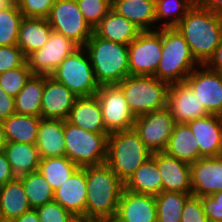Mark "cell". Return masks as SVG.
Returning a JSON list of instances; mask_svg holds the SVG:
<instances>
[{
	"instance_id": "obj_11",
	"label": "cell",
	"mask_w": 222,
	"mask_h": 222,
	"mask_svg": "<svg viewBox=\"0 0 222 222\" xmlns=\"http://www.w3.org/2000/svg\"><path fill=\"white\" fill-rule=\"evenodd\" d=\"M95 96L100 103L103 122L109 134L133 129L136 117L130 111L125 95L118 85H102Z\"/></svg>"
},
{
	"instance_id": "obj_31",
	"label": "cell",
	"mask_w": 222,
	"mask_h": 222,
	"mask_svg": "<svg viewBox=\"0 0 222 222\" xmlns=\"http://www.w3.org/2000/svg\"><path fill=\"white\" fill-rule=\"evenodd\" d=\"M124 189L138 193L156 196L162 192V180L156 161L150 157L124 183Z\"/></svg>"
},
{
	"instance_id": "obj_29",
	"label": "cell",
	"mask_w": 222,
	"mask_h": 222,
	"mask_svg": "<svg viewBox=\"0 0 222 222\" xmlns=\"http://www.w3.org/2000/svg\"><path fill=\"white\" fill-rule=\"evenodd\" d=\"M51 33L52 28L47 19L23 18L18 33L17 46L27 57L42 48Z\"/></svg>"
},
{
	"instance_id": "obj_37",
	"label": "cell",
	"mask_w": 222,
	"mask_h": 222,
	"mask_svg": "<svg viewBox=\"0 0 222 222\" xmlns=\"http://www.w3.org/2000/svg\"><path fill=\"white\" fill-rule=\"evenodd\" d=\"M23 18L16 2L0 10V46L17 45L18 33Z\"/></svg>"
},
{
	"instance_id": "obj_20",
	"label": "cell",
	"mask_w": 222,
	"mask_h": 222,
	"mask_svg": "<svg viewBox=\"0 0 222 222\" xmlns=\"http://www.w3.org/2000/svg\"><path fill=\"white\" fill-rule=\"evenodd\" d=\"M115 219L118 222H157L155 196L123 189Z\"/></svg>"
},
{
	"instance_id": "obj_5",
	"label": "cell",
	"mask_w": 222,
	"mask_h": 222,
	"mask_svg": "<svg viewBox=\"0 0 222 222\" xmlns=\"http://www.w3.org/2000/svg\"><path fill=\"white\" fill-rule=\"evenodd\" d=\"M150 157L152 152L134 129L109 134L106 164L124 183Z\"/></svg>"
},
{
	"instance_id": "obj_3",
	"label": "cell",
	"mask_w": 222,
	"mask_h": 222,
	"mask_svg": "<svg viewBox=\"0 0 222 222\" xmlns=\"http://www.w3.org/2000/svg\"><path fill=\"white\" fill-rule=\"evenodd\" d=\"M84 48L100 86L117 85L129 75L128 45L102 39L93 32Z\"/></svg>"
},
{
	"instance_id": "obj_33",
	"label": "cell",
	"mask_w": 222,
	"mask_h": 222,
	"mask_svg": "<svg viewBox=\"0 0 222 222\" xmlns=\"http://www.w3.org/2000/svg\"><path fill=\"white\" fill-rule=\"evenodd\" d=\"M78 168L79 167L74 162H72L66 156H63L40 159L38 171L43 175V177L55 191Z\"/></svg>"
},
{
	"instance_id": "obj_22",
	"label": "cell",
	"mask_w": 222,
	"mask_h": 222,
	"mask_svg": "<svg viewBox=\"0 0 222 222\" xmlns=\"http://www.w3.org/2000/svg\"><path fill=\"white\" fill-rule=\"evenodd\" d=\"M36 147L41 159L65 156L64 120L41 118Z\"/></svg>"
},
{
	"instance_id": "obj_32",
	"label": "cell",
	"mask_w": 222,
	"mask_h": 222,
	"mask_svg": "<svg viewBox=\"0 0 222 222\" xmlns=\"http://www.w3.org/2000/svg\"><path fill=\"white\" fill-rule=\"evenodd\" d=\"M45 75L33 74L23 89L14 97L17 114L41 117V104Z\"/></svg>"
},
{
	"instance_id": "obj_7",
	"label": "cell",
	"mask_w": 222,
	"mask_h": 222,
	"mask_svg": "<svg viewBox=\"0 0 222 222\" xmlns=\"http://www.w3.org/2000/svg\"><path fill=\"white\" fill-rule=\"evenodd\" d=\"M109 133H92L64 120L65 156L78 167L106 163Z\"/></svg>"
},
{
	"instance_id": "obj_19",
	"label": "cell",
	"mask_w": 222,
	"mask_h": 222,
	"mask_svg": "<svg viewBox=\"0 0 222 222\" xmlns=\"http://www.w3.org/2000/svg\"><path fill=\"white\" fill-rule=\"evenodd\" d=\"M86 191V167H79L54 191V201L77 219L85 220Z\"/></svg>"
},
{
	"instance_id": "obj_25",
	"label": "cell",
	"mask_w": 222,
	"mask_h": 222,
	"mask_svg": "<svg viewBox=\"0 0 222 222\" xmlns=\"http://www.w3.org/2000/svg\"><path fill=\"white\" fill-rule=\"evenodd\" d=\"M93 32L102 39L129 45L138 37L141 30L111 9L93 29Z\"/></svg>"
},
{
	"instance_id": "obj_1",
	"label": "cell",
	"mask_w": 222,
	"mask_h": 222,
	"mask_svg": "<svg viewBox=\"0 0 222 222\" xmlns=\"http://www.w3.org/2000/svg\"><path fill=\"white\" fill-rule=\"evenodd\" d=\"M175 28L186 40L196 61L205 65L222 38V15L196 4Z\"/></svg>"
},
{
	"instance_id": "obj_34",
	"label": "cell",
	"mask_w": 222,
	"mask_h": 222,
	"mask_svg": "<svg viewBox=\"0 0 222 222\" xmlns=\"http://www.w3.org/2000/svg\"><path fill=\"white\" fill-rule=\"evenodd\" d=\"M192 193L162 191L155 196L157 222H180L186 201Z\"/></svg>"
},
{
	"instance_id": "obj_28",
	"label": "cell",
	"mask_w": 222,
	"mask_h": 222,
	"mask_svg": "<svg viewBox=\"0 0 222 222\" xmlns=\"http://www.w3.org/2000/svg\"><path fill=\"white\" fill-rule=\"evenodd\" d=\"M164 152L188 164L202 157L198 142L187 124H175Z\"/></svg>"
},
{
	"instance_id": "obj_45",
	"label": "cell",
	"mask_w": 222,
	"mask_h": 222,
	"mask_svg": "<svg viewBox=\"0 0 222 222\" xmlns=\"http://www.w3.org/2000/svg\"><path fill=\"white\" fill-rule=\"evenodd\" d=\"M15 112L14 97L0 87V121L9 118Z\"/></svg>"
},
{
	"instance_id": "obj_50",
	"label": "cell",
	"mask_w": 222,
	"mask_h": 222,
	"mask_svg": "<svg viewBox=\"0 0 222 222\" xmlns=\"http://www.w3.org/2000/svg\"><path fill=\"white\" fill-rule=\"evenodd\" d=\"M5 144H6V140L4 136V130H3L2 122L0 121V151L3 150Z\"/></svg>"
},
{
	"instance_id": "obj_2",
	"label": "cell",
	"mask_w": 222,
	"mask_h": 222,
	"mask_svg": "<svg viewBox=\"0 0 222 222\" xmlns=\"http://www.w3.org/2000/svg\"><path fill=\"white\" fill-rule=\"evenodd\" d=\"M124 182L106 164L86 166L85 220L115 218Z\"/></svg>"
},
{
	"instance_id": "obj_9",
	"label": "cell",
	"mask_w": 222,
	"mask_h": 222,
	"mask_svg": "<svg viewBox=\"0 0 222 222\" xmlns=\"http://www.w3.org/2000/svg\"><path fill=\"white\" fill-rule=\"evenodd\" d=\"M47 20L53 31L71 39L79 47H84L93 34V29L85 21L76 0H57L51 7Z\"/></svg>"
},
{
	"instance_id": "obj_4",
	"label": "cell",
	"mask_w": 222,
	"mask_h": 222,
	"mask_svg": "<svg viewBox=\"0 0 222 222\" xmlns=\"http://www.w3.org/2000/svg\"><path fill=\"white\" fill-rule=\"evenodd\" d=\"M199 65L178 30L162 28V53L154 76L168 84L184 82Z\"/></svg>"
},
{
	"instance_id": "obj_42",
	"label": "cell",
	"mask_w": 222,
	"mask_h": 222,
	"mask_svg": "<svg viewBox=\"0 0 222 222\" xmlns=\"http://www.w3.org/2000/svg\"><path fill=\"white\" fill-rule=\"evenodd\" d=\"M27 61L17 45L0 46V73L22 66Z\"/></svg>"
},
{
	"instance_id": "obj_49",
	"label": "cell",
	"mask_w": 222,
	"mask_h": 222,
	"mask_svg": "<svg viewBox=\"0 0 222 222\" xmlns=\"http://www.w3.org/2000/svg\"><path fill=\"white\" fill-rule=\"evenodd\" d=\"M13 221L14 222H40L36 209H31L25 212L24 214H22L20 217H17Z\"/></svg>"
},
{
	"instance_id": "obj_36",
	"label": "cell",
	"mask_w": 222,
	"mask_h": 222,
	"mask_svg": "<svg viewBox=\"0 0 222 222\" xmlns=\"http://www.w3.org/2000/svg\"><path fill=\"white\" fill-rule=\"evenodd\" d=\"M20 179L32 209L54 201V190L38 170Z\"/></svg>"
},
{
	"instance_id": "obj_15",
	"label": "cell",
	"mask_w": 222,
	"mask_h": 222,
	"mask_svg": "<svg viewBox=\"0 0 222 222\" xmlns=\"http://www.w3.org/2000/svg\"><path fill=\"white\" fill-rule=\"evenodd\" d=\"M166 108L177 124H187L209 114L185 81L169 84Z\"/></svg>"
},
{
	"instance_id": "obj_21",
	"label": "cell",
	"mask_w": 222,
	"mask_h": 222,
	"mask_svg": "<svg viewBox=\"0 0 222 222\" xmlns=\"http://www.w3.org/2000/svg\"><path fill=\"white\" fill-rule=\"evenodd\" d=\"M199 145L202 157L222 155V116L208 114L187 123Z\"/></svg>"
},
{
	"instance_id": "obj_30",
	"label": "cell",
	"mask_w": 222,
	"mask_h": 222,
	"mask_svg": "<svg viewBox=\"0 0 222 222\" xmlns=\"http://www.w3.org/2000/svg\"><path fill=\"white\" fill-rule=\"evenodd\" d=\"M41 118L14 113L9 118L2 120L6 142L36 144Z\"/></svg>"
},
{
	"instance_id": "obj_14",
	"label": "cell",
	"mask_w": 222,
	"mask_h": 222,
	"mask_svg": "<svg viewBox=\"0 0 222 222\" xmlns=\"http://www.w3.org/2000/svg\"><path fill=\"white\" fill-rule=\"evenodd\" d=\"M209 114L222 116V74L206 65L196 67L185 79Z\"/></svg>"
},
{
	"instance_id": "obj_18",
	"label": "cell",
	"mask_w": 222,
	"mask_h": 222,
	"mask_svg": "<svg viewBox=\"0 0 222 222\" xmlns=\"http://www.w3.org/2000/svg\"><path fill=\"white\" fill-rule=\"evenodd\" d=\"M77 98L66 86L50 75H45L41 117L67 120Z\"/></svg>"
},
{
	"instance_id": "obj_6",
	"label": "cell",
	"mask_w": 222,
	"mask_h": 222,
	"mask_svg": "<svg viewBox=\"0 0 222 222\" xmlns=\"http://www.w3.org/2000/svg\"><path fill=\"white\" fill-rule=\"evenodd\" d=\"M117 85L135 117L166 107L169 84L153 75H128Z\"/></svg>"
},
{
	"instance_id": "obj_47",
	"label": "cell",
	"mask_w": 222,
	"mask_h": 222,
	"mask_svg": "<svg viewBox=\"0 0 222 222\" xmlns=\"http://www.w3.org/2000/svg\"><path fill=\"white\" fill-rule=\"evenodd\" d=\"M210 70L222 74V38L216 47L213 56L205 64Z\"/></svg>"
},
{
	"instance_id": "obj_40",
	"label": "cell",
	"mask_w": 222,
	"mask_h": 222,
	"mask_svg": "<svg viewBox=\"0 0 222 222\" xmlns=\"http://www.w3.org/2000/svg\"><path fill=\"white\" fill-rule=\"evenodd\" d=\"M40 222H76L77 218L64 209L58 202L52 201L36 208Z\"/></svg>"
},
{
	"instance_id": "obj_10",
	"label": "cell",
	"mask_w": 222,
	"mask_h": 222,
	"mask_svg": "<svg viewBox=\"0 0 222 222\" xmlns=\"http://www.w3.org/2000/svg\"><path fill=\"white\" fill-rule=\"evenodd\" d=\"M162 53V28L141 31L128 45L129 75H155Z\"/></svg>"
},
{
	"instance_id": "obj_13",
	"label": "cell",
	"mask_w": 222,
	"mask_h": 222,
	"mask_svg": "<svg viewBox=\"0 0 222 222\" xmlns=\"http://www.w3.org/2000/svg\"><path fill=\"white\" fill-rule=\"evenodd\" d=\"M78 48L71 39L52 30L42 48L26 57L27 64L33 74L51 75L61 62Z\"/></svg>"
},
{
	"instance_id": "obj_16",
	"label": "cell",
	"mask_w": 222,
	"mask_h": 222,
	"mask_svg": "<svg viewBox=\"0 0 222 222\" xmlns=\"http://www.w3.org/2000/svg\"><path fill=\"white\" fill-rule=\"evenodd\" d=\"M190 167L192 196H210L222 191V155L201 157Z\"/></svg>"
},
{
	"instance_id": "obj_38",
	"label": "cell",
	"mask_w": 222,
	"mask_h": 222,
	"mask_svg": "<svg viewBox=\"0 0 222 222\" xmlns=\"http://www.w3.org/2000/svg\"><path fill=\"white\" fill-rule=\"evenodd\" d=\"M33 75L27 61L20 67L0 73V87L10 96L15 97Z\"/></svg>"
},
{
	"instance_id": "obj_26",
	"label": "cell",
	"mask_w": 222,
	"mask_h": 222,
	"mask_svg": "<svg viewBox=\"0 0 222 222\" xmlns=\"http://www.w3.org/2000/svg\"><path fill=\"white\" fill-rule=\"evenodd\" d=\"M22 180L15 178L0 186V219L13 221L31 210Z\"/></svg>"
},
{
	"instance_id": "obj_35",
	"label": "cell",
	"mask_w": 222,
	"mask_h": 222,
	"mask_svg": "<svg viewBox=\"0 0 222 222\" xmlns=\"http://www.w3.org/2000/svg\"><path fill=\"white\" fill-rule=\"evenodd\" d=\"M193 5L190 0H155L156 29L175 27Z\"/></svg>"
},
{
	"instance_id": "obj_24",
	"label": "cell",
	"mask_w": 222,
	"mask_h": 222,
	"mask_svg": "<svg viewBox=\"0 0 222 222\" xmlns=\"http://www.w3.org/2000/svg\"><path fill=\"white\" fill-rule=\"evenodd\" d=\"M111 9L141 31L156 30L155 0H112Z\"/></svg>"
},
{
	"instance_id": "obj_17",
	"label": "cell",
	"mask_w": 222,
	"mask_h": 222,
	"mask_svg": "<svg viewBox=\"0 0 222 222\" xmlns=\"http://www.w3.org/2000/svg\"><path fill=\"white\" fill-rule=\"evenodd\" d=\"M162 180V191L192 193L190 164L167 155L152 153Z\"/></svg>"
},
{
	"instance_id": "obj_12",
	"label": "cell",
	"mask_w": 222,
	"mask_h": 222,
	"mask_svg": "<svg viewBox=\"0 0 222 222\" xmlns=\"http://www.w3.org/2000/svg\"><path fill=\"white\" fill-rule=\"evenodd\" d=\"M175 121L165 107L136 116L133 129L141 141L152 152H164L173 133Z\"/></svg>"
},
{
	"instance_id": "obj_44",
	"label": "cell",
	"mask_w": 222,
	"mask_h": 222,
	"mask_svg": "<svg viewBox=\"0 0 222 222\" xmlns=\"http://www.w3.org/2000/svg\"><path fill=\"white\" fill-rule=\"evenodd\" d=\"M199 198L209 222H222V191Z\"/></svg>"
},
{
	"instance_id": "obj_52",
	"label": "cell",
	"mask_w": 222,
	"mask_h": 222,
	"mask_svg": "<svg viewBox=\"0 0 222 222\" xmlns=\"http://www.w3.org/2000/svg\"><path fill=\"white\" fill-rule=\"evenodd\" d=\"M13 2H14L13 0H0V10L7 8Z\"/></svg>"
},
{
	"instance_id": "obj_48",
	"label": "cell",
	"mask_w": 222,
	"mask_h": 222,
	"mask_svg": "<svg viewBox=\"0 0 222 222\" xmlns=\"http://www.w3.org/2000/svg\"><path fill=\"white\" fill-rule=\"evenodd\" d=\"M198 4L203 8L222 15V0H199Z\"/></svg>"
},
{
	"instance_id": "obj_55",
	"label": "cell",
	"mask_w": 222,
	"mask_h": 222,
	"mask_svg": "<svg viewBox=\"0 0 222 222\" xmlns=\"http://www.w3.org/2000/svg\"><path fill=\"white\" fill-rule=\"evenodd\" d=\"M0 222H14V221H11V220H1L0 219Z\"/></svg>"
},
{
	"instance_id": "obj_51",
	"label": "cell",
	"mask_w": 222,
	"mask_h": 222,
	"mask_svg": "<svg viewBox=\"0 0 222 222\" xmlns=\"http://www.w3.org/2000/svg\"><path fill=\"white\" fill-rule=\"evenodd\" d=\"M90 222H118L115 218H95L90 219Z\"/></svg>"
},
{
	"instance_id": "obj_27",
	"label": "cell",
	"mask_w": 222,
	"mask_h": 222,
	"mask_svg": "<svg viewBox=\"0 0 222 222\" xmlns=\"http://www.w3.org/2000/svg\"><path fill=\"white\" fill-rule=\"evenodd\" d=\"M3 151L16 178L38 170L41 158L36 144L6 142Z\"/></svg>"
},
{
	"instance_id": "obj_8",
	"label": "cell",
	"mask_w": 222,
	"mask_h": 222,
	"mask_svg": "<svg viewBox=\"0 0 222 222\" xmlns=\"http://www.w3.org/2000/svg\"><path fill=\"white\" fill-rule=\"evenodd\" d=\"M50 76L66 86L78 98L95 96L100 87L84 47H79L67 56Z\"/></svg>"
},
{
	"instance_id": "obj_54",
	"label": "cell",
	"mask_w": 222,
	"mask_h": 222,
	"mask_svg": "<svg viewBox=\"0 0 222 222\" xmlns=\"http://www.w3.org/2000/svg\"><path fill=\"white\" fill-rule=\"evenodd\" d=\"M194 5L198 4L199 0H190Z\"/></svg>"
},
{
	"instance_id": "obj_41",
	"label": "cell",
	"mask_w": 222,
	"mask_h": 222,
	"mask_svg": "<svg viewBox=\"0 0 222 222\" xmlns=\"http://www.w3.org/2000/svg\"><path fill=\"white\" fill-rule=\"evenodd\" d=\"M57 0H17L16 4L24 18L47 19Z\"/></svg>"
},
{
	"instance_id": "obj_53",
	"label": "cell",
	"mask_w": 222,
	"mask_h": 222,
	"mask_svg": "<svg viewBox=\"0 0 222 222\" xmlns=\"http://www.w3.org/2000/svg\"><path fill=\"white\" fill-rule=\"evenodd\" d=\"M76 222H90V219H87V220L77 219Z\"/></svg>"
},
{
	"instance_id": "obj_43",
	"label": "cell",
	"mask_w": 222,
	"mask_h": 222,
	"mask_svg": "<svg viewBox=\"0 0 222 222\" xmlns=\"http://www.w3.org/2000/svg\"><path fill=\"white\" fill-rule=\"evenodd\" d=\"M180 222H209L199 197L191 196L186 201L180 216Z\"/></svg>"
},
{
	"instance_id": "obj_39",
	"label": "cell",
	"mask_w": 222,
	"mask_h": 222,
	"mask_svg": "<svg viewBox=\"0 0 222 222\" xmlns=\"http://www.w3.org/2000/svg\"><path fill=\"white\" fill-rule=\"evenodd\" d=\"M85 21L94 29L111 10L112 0H76Z\"/></svg>"
},
{
	"instance_id": "obj_23",
	"label": "cell",
	"mask_w": 222,
	"mask_h": 222,
	"mask_svg": "<svg viewBox=\"0 0 222 222\" xmlns=\"http://www.w3.org/2000/svg\"><path fill=\"white\" fill-rule=\"evenodd\" d=\"M67 121L92 133H108L103 122L102 109L96 96L77 98Z\"/></svg>"
},
{
	"instance_id": "obj_46",
	"label": "cell",
	"mask_w": 222,
	"mask_h": 222,
	"mask_svg": "<svg viewBox=\"0 0 222 222\" xmlns=\"http://www.w3.org/2000/svg\"><path fill=\"white\" fill-rule=\"evenodd\" d=\"M14 176L11 166L7 161L4 151H0V186L8 183L9 181L14 180Z\"/></svg>"
}]
</instances>
